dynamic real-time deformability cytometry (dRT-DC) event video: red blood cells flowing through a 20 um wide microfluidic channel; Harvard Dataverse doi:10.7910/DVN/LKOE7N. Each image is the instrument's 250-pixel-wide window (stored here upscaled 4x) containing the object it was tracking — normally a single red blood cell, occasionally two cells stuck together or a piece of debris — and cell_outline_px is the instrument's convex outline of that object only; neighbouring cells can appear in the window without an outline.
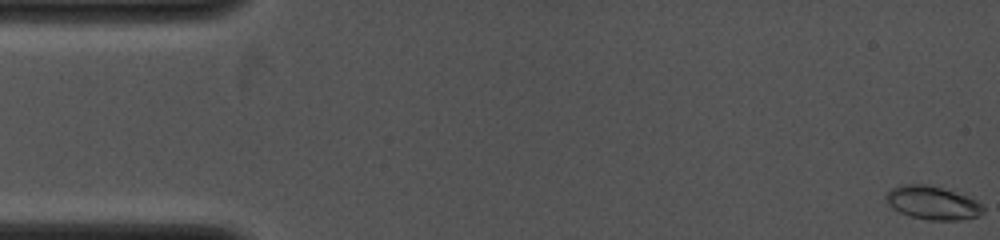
{"species": "common noctule bat (a hibernating species)", "species_latin": "Nyctalus noctula", "temperature_condition": "cold", "stored_images_in_passage": 38, "camera_frame_rate_fps": 4000, "um_per_image_px": 0.085, "animal": {"sex": "female", "body_mass_g": 19.0, "forearm_length_mm": 53.3}, "frame": {"image": 1, "passage_image": 1, "time_ms": 0.0, "image_size_px": [1000, 240], "cell_outline_px": [[984, 212], [976, 216], [964, 220], [928, 220], [908, 216], [892, 208], [888, 204], [884, 196], [892, 188], [900, 184], [928, 184], [968, 196], [976, 200], [984, 208]], "centroid_in_image_um": [79.24, 17.24], "position_along_channel_um": 5.8, "area_um2": 19.02}}
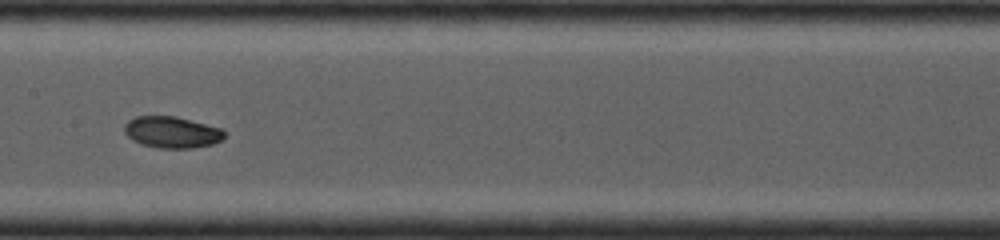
{"frame": {"image": 2, "passage_image": 20, "time_ms": 7.25, "image_size_px": [1000, 240], "cell_outline_px": [[224, 136], [220, 140], [212, 144], [192, 148], [160, 148], [140, 144], [132, 140], [124, 132], [124, 124], [128, 120], [136, 116], [176, 116], [224, 128]], "centroid_in_image_um": [14.6, 11.23], "position_along_channel_um": 192.8, "area_um2": 18.5}}
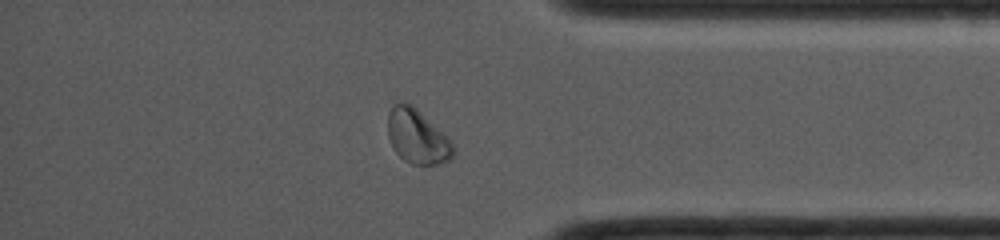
{"frame": {"image": 3, "passage_image": 34, "time_ms": 12.0, "image_size_px": [1000, 240], "cell_outline_px": [[452, 156], [448, 160], [440, 164], [412, 164], [404, 160], [392, 148], [388, 136], [388, 112], [400, 100], [412, 104], [452, 140]], "centroid_in_image_um": [35.45, 11.59], "position_along_channel_um": 399.8, "area_um2": 20.63}}